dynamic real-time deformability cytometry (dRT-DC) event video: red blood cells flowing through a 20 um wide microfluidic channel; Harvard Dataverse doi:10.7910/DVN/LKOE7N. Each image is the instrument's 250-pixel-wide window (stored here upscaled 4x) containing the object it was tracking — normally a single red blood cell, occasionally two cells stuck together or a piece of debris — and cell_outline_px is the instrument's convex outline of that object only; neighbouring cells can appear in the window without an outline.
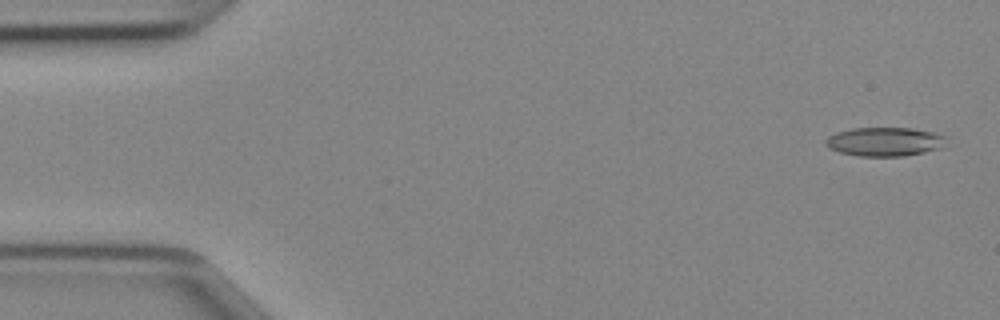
{"species": "Egyptian fruit bat (a non-hibernating species)", "species_latin": "Rousettus aegyptiacus", "temperature_condition": "cold", "stored_images_in_passage": 46, "camera_frame_rate_fps": 3000, "um_per_image_px": 0.085, "animal": {"sex": "female"}, "frame": {"image": 1, "passage_image": 2, "time_ms": 0.333, "image_size_px": [1000, 320], "cell_outline_px": [[940, 136], [932, 148], [920, 152], [900, 156], [864, 156], [844, 152], [832, 148], [828, 144], [828, 140], [832, 136], [840, 132], [856, 128], [908, 128], [928, 132]], "centroid_in_image_um": [75.05, 12.03], "position_along_channel_um": 10.0, "area_um2": 18.26}}
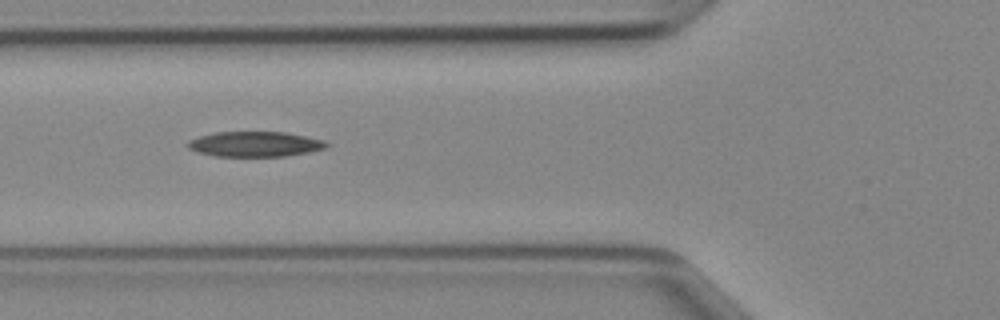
{"frame": {"image": 2, "passage_image": 17, "time_ms": 5.333, "image_size_px": [1000, 320], "cell_outline_px": [[328, 144], [324, 148], [304, 152], [280, 156], [216, 156], [200, 152], [192, 148], [188, 144], [192, 140], [200, 136], [216, 132], [280, 132], [304, 136], [320, 140]], "centroid_in_image_um": [21.65, 12.24], "position_along_channel_um": 104.2, "area_um2": 19.42}}
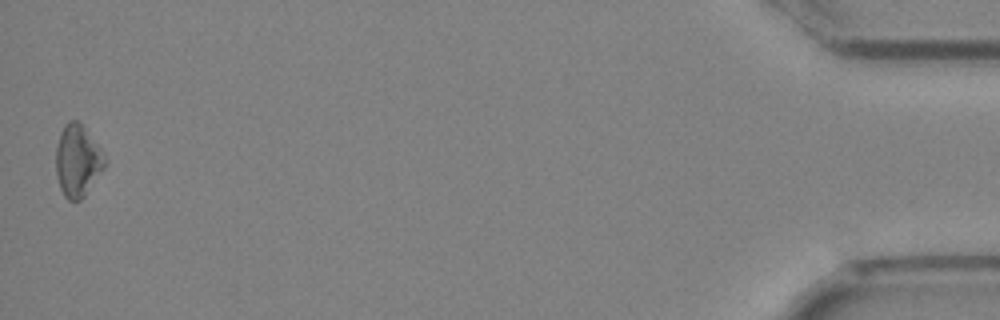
{"frame": {"image": 3, "passage_image": 46, "time_ms": 15.0, "image_size_px": [1000, 320], "cell_outline_px": [[104, 168], [84, 196], [80, 200], [68, 200], [64, 196], [60, 188], [56, 172], [56, 148], [64, 124], [68, 120], [76, 120], [84, 128], [100, 148], [104, 160]], "centroid_in_image_um": [6.56, 13.68], "position_along_channel_um": 428.6, "area_um2": 19.94}}